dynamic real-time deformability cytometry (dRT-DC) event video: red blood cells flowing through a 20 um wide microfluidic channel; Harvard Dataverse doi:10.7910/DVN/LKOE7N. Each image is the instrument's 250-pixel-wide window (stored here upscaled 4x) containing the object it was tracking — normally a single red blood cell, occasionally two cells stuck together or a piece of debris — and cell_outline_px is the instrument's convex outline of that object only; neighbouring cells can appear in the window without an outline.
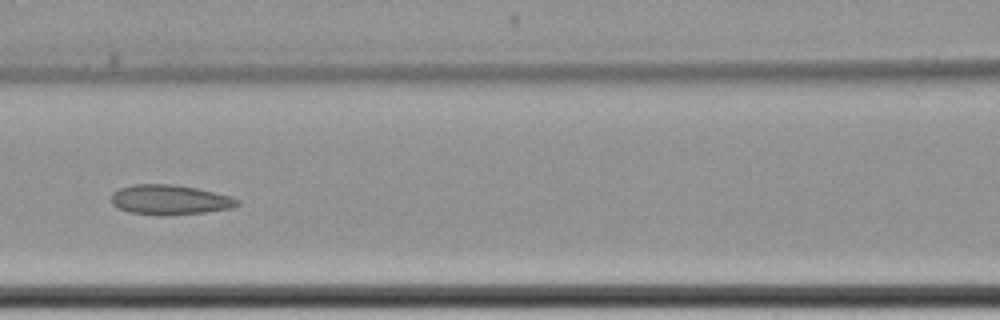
{"species": "common noctule bat (a hibernating species)", "species_latin": "Nyctalus noctula", "temperature_condition": "cold", "stored_images_in_passage": 10, "camera_frame_rate_fps": 3000, "um_per_image_px": 0.085, "animal": {"sex": "female", "body_mass_g": 22.7, "forearm_length_mm": 54.2}, "frame": {"image": 1, "passage_image": 9, "time_ms": 10.333, "image_size_px": [1000, 320], "cell_outline_px": [[240, 204], [232, 208], [204, 212], [164, 216], [160, 216], [128, 212], [116, 208], [112, 204], [112, 192], [120, 188], [132, 184], [172, 184], [196, 188], [232, 196], [240, 200]], "centroid_in_image_um": [14.42, 16.99], "position_along_channel_um": 152.2, "area_um2": 22.2}}
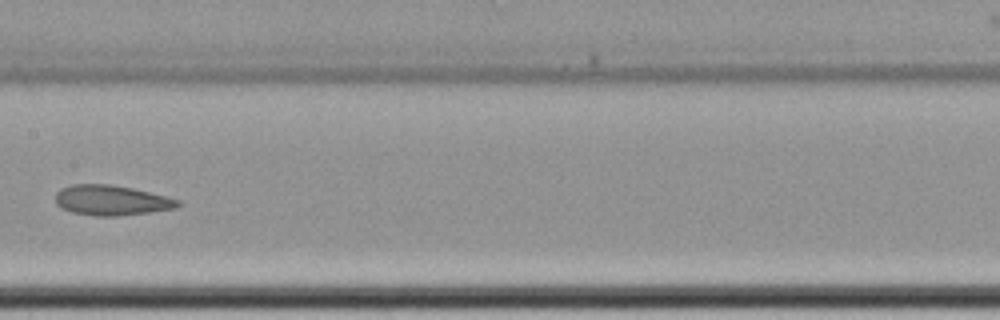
{"frame": {"image": 2, "passage_image": 10, "time_ms": 11.667, "image_size_px": [1000, 320], "cell_outline_px": [[180, 204], [176, 208], [120, 216], [92, 216], [72, 212], [60, 208], [56, 204], [56, 192], [60, 188], [72, 184], [108, 184], [132, 188], [180, 200]], "centroid_in_image_um": [9.41, 17.03], "position_along_channel_um": 198.0, "area_um2": 21.5}}